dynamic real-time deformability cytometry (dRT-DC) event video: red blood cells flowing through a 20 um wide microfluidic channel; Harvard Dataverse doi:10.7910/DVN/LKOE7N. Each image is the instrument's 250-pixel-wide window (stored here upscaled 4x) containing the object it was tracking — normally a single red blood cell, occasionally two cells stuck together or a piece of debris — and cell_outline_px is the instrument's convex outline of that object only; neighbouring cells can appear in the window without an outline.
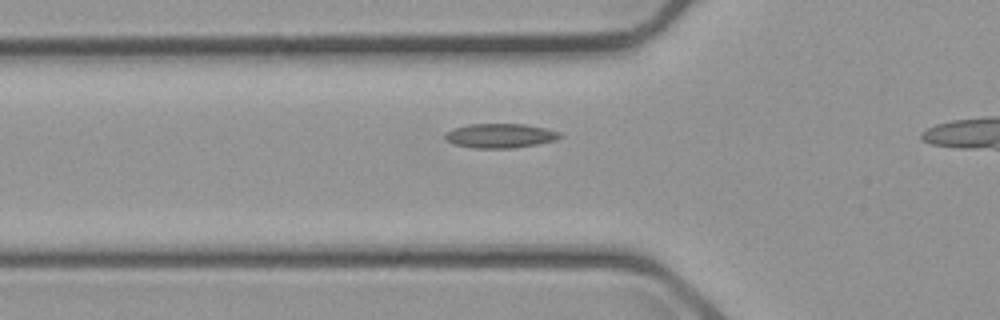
{"species": "common noctule bat (a hibernating species)", "species_latin": "Nyctalus noctula", "temperature_condition": "cold", "stored_images_in_passage": 23, "camera_frame_rate_fps": 3000, "um_per_image_px": 0.085, "animal": {"sex": "male", "body_mass_g": 23.1, "forearm_length_mm": 52.7}, "frame": {"image": 1, "passage_image": 4, "time_ms": 1.0, "image_size_px": [1000, 320], "cell_outline_px": [[564, 136], [556, 140], [536, 144], [512, 148], [472, 148], [452, 144], [444, 140], [444, 132], [452, 128], [468, 124], [524, 124], [544, 128], [560, 132]], "centroid_in_image_um": [42.45, 11.54], "position_along_channel_um": 83.3, "area_um2": 16.53}}
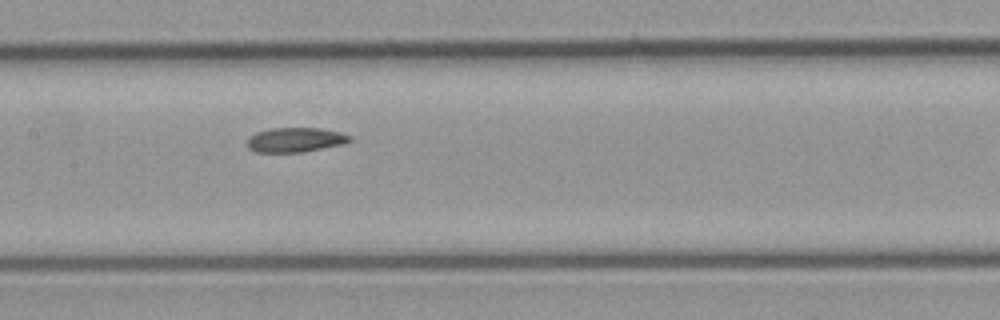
{"frame": {"image": 2, "passage_image": 12, "time_ms": 3.667, "image_size_px": [1000, 320], "cell_outline_px": [[352, 140], [344, 144], [304, 152], [256, 152], [248, 148], [248, 140], [256, 132], [268, 128], [320, 128], [340, 132], [352, 136]], "centroid_in_image_um": [25.14, 11.88], "position_along_channel_um": 182.3, "area_um2": 14.74}}
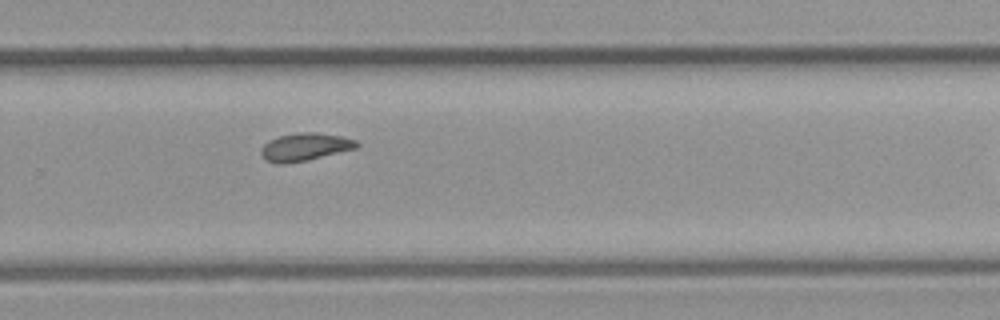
{"frame": {"image": 3, "passage_image": 22, "time_ms": 7.0, "image_size_px": [1000, 320], "cell_outline_px": [[360, 144], [356, 148], [308, 160], [284, 164], [276, 164], [268, 160], [260, 152], [260, 148], [264, 144], [280, 136], [296, 132], [316, 132], [340, 136], [356, 140]], "centroid_in_image_um": [25.93, 12.49], "position_along_channel_um": 303.9, "area_um2": 15.32}}